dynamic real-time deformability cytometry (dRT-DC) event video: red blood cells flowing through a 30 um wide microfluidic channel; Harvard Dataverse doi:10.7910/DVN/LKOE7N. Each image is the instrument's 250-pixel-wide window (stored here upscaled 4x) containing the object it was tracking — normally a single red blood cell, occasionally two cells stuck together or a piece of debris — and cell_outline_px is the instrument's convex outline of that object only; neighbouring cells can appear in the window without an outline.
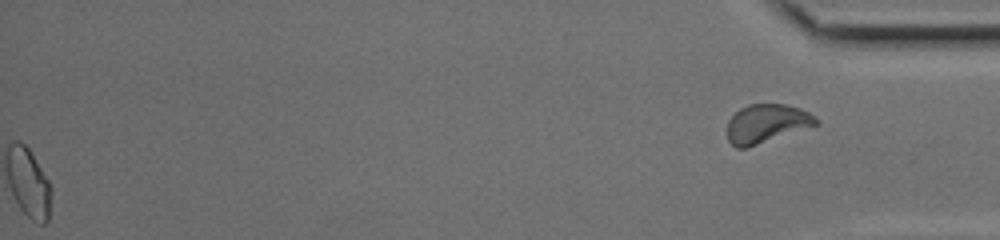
{"species": "common noctule bat (a hibernating species)", "species_latin": "Nyctalus noctula", "temperature_condition": "cold", "stored_images_in_passage": 43, "segment_of_instrument_passage": [2, 2], "camera_frame_rate_fps": 3000, "um_per_image_px": 0.085, "animal": {"sex": "female", "body_mass_g": 17.0, "forearm_length_mm": 48.0}, "frame": {"image": 1, "passage_image": 43, "time_ms": 14.0, "image_size_px": [1000, 240], "cell_outline_px": [[820, 124], [744, 148], [736, 148], [728, 140], [728, 120], [740, 108], [748, 104], [788, 104], [800, 108], [808, 112], [820, 120]], "centroid_in_image_um": [65.18, 10.48], "position_along_channel_um": 370.0, "area_um2": 19.88}}